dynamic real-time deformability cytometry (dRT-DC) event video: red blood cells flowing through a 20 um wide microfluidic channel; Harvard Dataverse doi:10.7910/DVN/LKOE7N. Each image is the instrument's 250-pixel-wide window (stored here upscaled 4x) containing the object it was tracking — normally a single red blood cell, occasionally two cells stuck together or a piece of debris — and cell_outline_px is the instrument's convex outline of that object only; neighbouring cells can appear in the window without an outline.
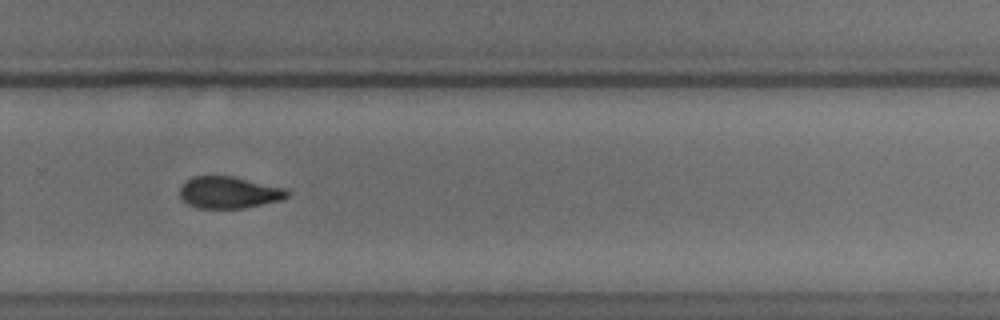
{"species": "common noctule bat (a hibernating species)", "species_latin": "Nyctalus noctula", "temperature_condition": "cold", "stored_images_in_passage": 41, "camera_frame_rate_fps": 3000, "um_per_image_px": 0.085, "animal": {"sex": "male", "body_mass_g": 18.8}, "frame": {"image": 1, "passage_image": 24, "time_ms": 7.667, "image_size_px": [1000, 320], "cell_outline_px": [[288, 196], [284, 200], [244, 208], [196, 208], [188, 204], [180, 196], [180, 188], [192, 176], [232, 176], [288, 188]], "centroid_in_image_um": [19.51, 16.36], "position_along_channel_um": 310.3, "area_um2": 20.0}, "authors_computed_cell_mechanics": {"area_um2": 20.4612, "velocity_mm_per_s": 3.7262, "shape_relaxation_time_tau1_ms": 5.9085, "shape_relaxation_time_tau2_ms": 5.8698, "deformation_change_tau1": 0.1411, "deformation_change_tau2": 0.101}}